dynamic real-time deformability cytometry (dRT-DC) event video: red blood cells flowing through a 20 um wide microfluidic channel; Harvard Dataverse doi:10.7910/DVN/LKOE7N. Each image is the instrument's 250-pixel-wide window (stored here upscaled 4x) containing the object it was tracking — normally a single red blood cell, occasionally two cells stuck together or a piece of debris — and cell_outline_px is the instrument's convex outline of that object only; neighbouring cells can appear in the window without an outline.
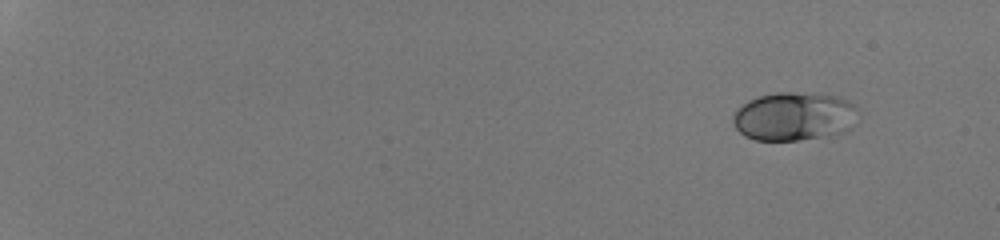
{"species": "human", "species_latin": "Homo sapiens", "temperature_condition": "room temperature", "stored_images_in_passage": 49, "camera_frame_rate_fps": 3000, "um_per_image_px": 0.085, "donor": {"sex": "male"}, "frame": {"image": 1, "passage_image": 1, "time_ms": 0.0, "image_size_px": [1000, 240], "cell_outline_px": [[856, 108], [852, 128], [836, 136], [796, 140], [756, 140], [744, 136], [736, 128], [732, 120], [732, 116], [736, 108], [748, 100], [760, 96], [776, 92], [792, 92], [840, 96], [856, 104]], "centroid_in_image_um": [67.5, 9.9], "position_along_channel_um": 17.5, "area_um2": 35.78}}
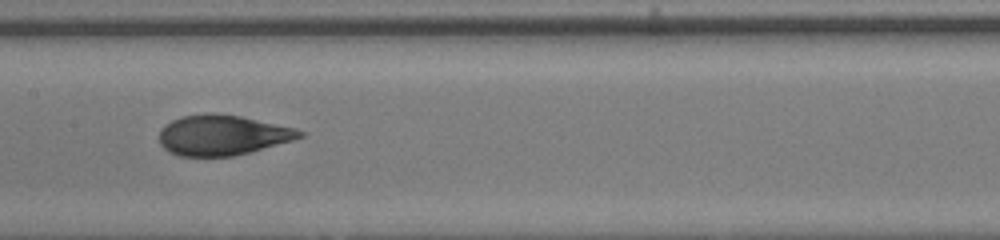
{"frame": {"image": 2, "passage_image": 28, "time_ms": 9.0, "image_size_px": [1000, 240], "cell_outline_px": [[304, 136], [292, 140], [252, 152], [232, 156], [180, 156], [168, 152], [160, 144], [160, 128], [164, 124], [180, 116], [212, 112], [216, 112], [240, 116], [296, 128], [304, 132]], "centroid_in_image_um": [18.88, 11.48], "position_along_channel_um": 188.5, "area_um2": 33.18}}
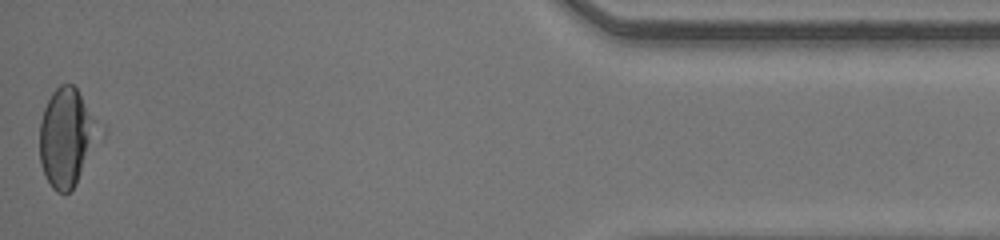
{"frame": {"image": 3, "passage_image": 49, "time_ms": 16.0, "image_size_px": [1000, 240], "cell_outline_px": [[104, 136], [76, 184], [64, 196], [56, 192], [52, 188], [40, 164], [40, 120], [44, 108], [52, 92], [60, 84], [72, 84], [76, 88], [104, 128]], "centroid_in_image_um": [5.74, 11.7], "position_along_channel_um": 429.5, "area_um2": 35.03}, "authors_computed_cell_mechanics": {"area_um2": 33.6974, "velocity_mm_per_s": 4.2598, "shape_relaxation_time_tau1_ms": 3.7098, "shape_relaxation_time_tau2_ms": 0.7764, "deformation_change_tau1": 0.1097, "deformation_change_tau2": 0.0512}}